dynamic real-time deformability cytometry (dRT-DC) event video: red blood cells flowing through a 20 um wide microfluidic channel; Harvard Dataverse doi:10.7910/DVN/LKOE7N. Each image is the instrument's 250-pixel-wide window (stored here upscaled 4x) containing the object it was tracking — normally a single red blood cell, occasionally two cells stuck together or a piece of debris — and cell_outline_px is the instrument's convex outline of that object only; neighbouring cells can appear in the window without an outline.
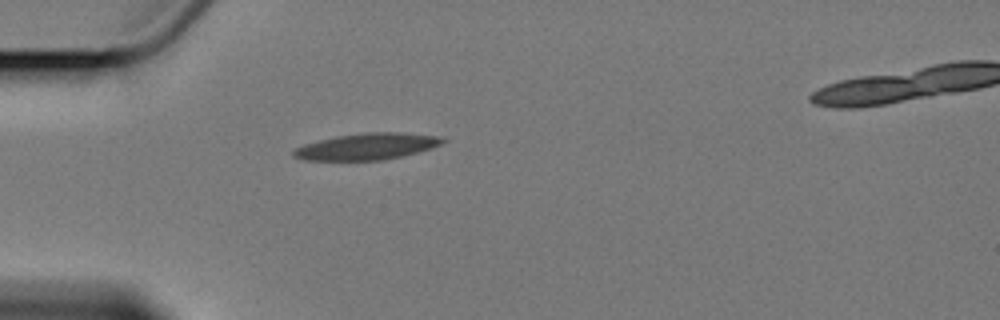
{"species": "Egyptian fruit bat (a non-hibernating species)", "species_latin": "Rousettus aegyptiacus", "temperature_condition": "cold", "stored_images_in_passage": 2, "camera_frame_rate_fps": 3000, "um_per_image_px": 0.085, "animal": {"sex": "female"}, "frame": {"image": 1, "passage_image": 1, "time_ms": 0.0, "image_size_px": [1000, 320], "cell_outline_px": [[448, 140], [440, 144], [416, 152], [400, 156], [380, 160], [304, 160], [292, 156], [292, 152], [296, 148], [304, 144], [336, 136], [364, 132], [400, 132], [448, 136]], "centroid_in_image_um": [31.23, 12.43], "position_along_channel_um": 53.8, "area_um2": 23.0}}